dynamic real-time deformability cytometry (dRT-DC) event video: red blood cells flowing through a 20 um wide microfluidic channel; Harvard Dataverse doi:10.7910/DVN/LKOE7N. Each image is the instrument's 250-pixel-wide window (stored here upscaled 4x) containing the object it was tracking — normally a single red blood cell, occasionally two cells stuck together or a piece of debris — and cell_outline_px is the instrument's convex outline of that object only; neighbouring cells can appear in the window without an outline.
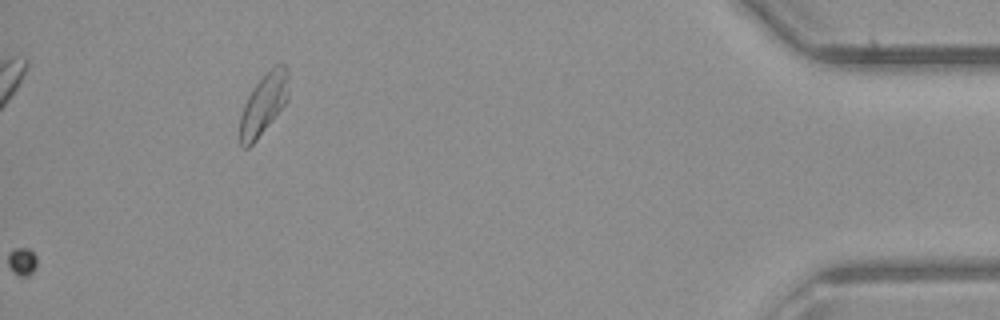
{"species": "common noctule bat (a hibernating species)", "species_latin": "Nyctalus noctula", "temperature_condition": "room temperature", "stored_images_in_passage": 45, "camera_frame_rate_fps": 3000, "um_per_image_px": 0.085, "animal": {"sex": "male", "body_mass_g": 23.1, "forearm_length_mm": 52.7}, "frame": {"image": 1, "passage_image": 45, "time_ms": 14.667, "image_size_px": [1000, 320], "cell_outline_px": [[288, 100], [256, 140], [248, 148], [244, 148], [240, 144], [240, 116], [244, 104], [252, 88], [276, 64], [284, 64], [288, 68]], "centroid_in_image_um": [22.41, 8.85], "position_along_channel_um": 412.8, "area_um2": 17.05}}